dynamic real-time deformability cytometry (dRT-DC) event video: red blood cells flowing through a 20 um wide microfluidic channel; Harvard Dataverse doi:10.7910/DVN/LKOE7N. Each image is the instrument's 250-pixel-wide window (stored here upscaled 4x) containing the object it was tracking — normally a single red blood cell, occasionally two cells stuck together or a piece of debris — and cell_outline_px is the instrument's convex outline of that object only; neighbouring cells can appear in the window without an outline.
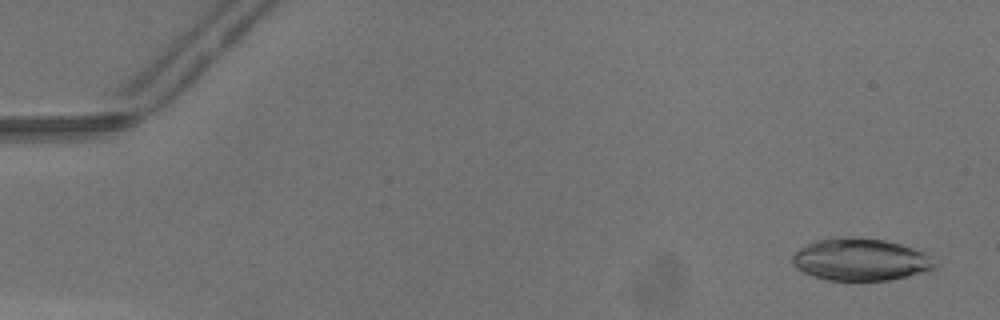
{"species": "common noctule bat (a hibernating species)", "species_latin": "Nyctalus noctula", "temperature_condition": "warm", "stored_images_in_passage": 37, "camera_frame_rate_fps": 3000, "um_per_image_px": 0.085, "animal": {"sex": "male", "body_mass_g": 13.3}, "frame": {"image": 1, "passage_image": 2, "time_ms": 0.333, "image_size_px": [1000, 320], "cell_outline_px": [[940, 264], [936, 268], [924, 272], [908, 276], [888, 280], [828, 280], [812, 276], [796, 268], [792, 264], [792, 256], [800, 248], [816, 240], [832, 236], [844, 236], [884, 240], [900, 244], [924, 252]], "centroid_in_image_um": [73.15, 22.06], "position_along_channel_um": 11.9, "area_um2": 35.26}}
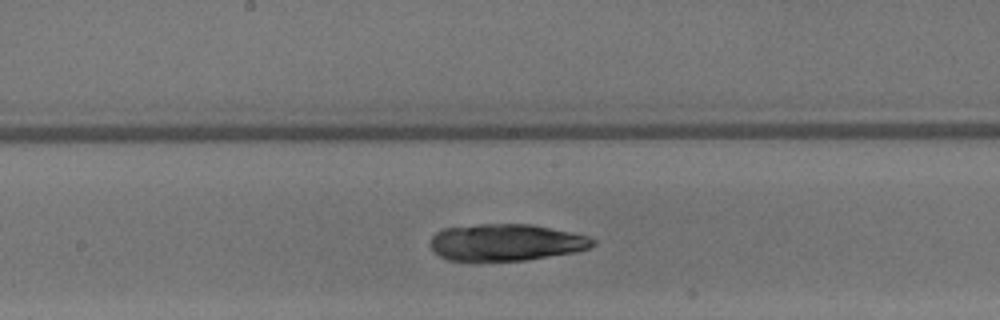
{"frame": {"image": 2, "passage_image": 25, "time_ms": 8.0, "image_size_px": [1000, 320], "cell_outline_px": [[596, 244], [588, 248], [576, 252], [524, 260], [476, 264], [468, 264], [448, 260], [440, 256], [432, 248], [432, 236], [436, 232], [444, 228], [480, 224], [532, 224], [572, 232], [588, 236], [596, 240]], "centroid_in_image_um": [42.98, 20.64], "position_along_channel_um": 205.2, "area_um2": 35.84}}
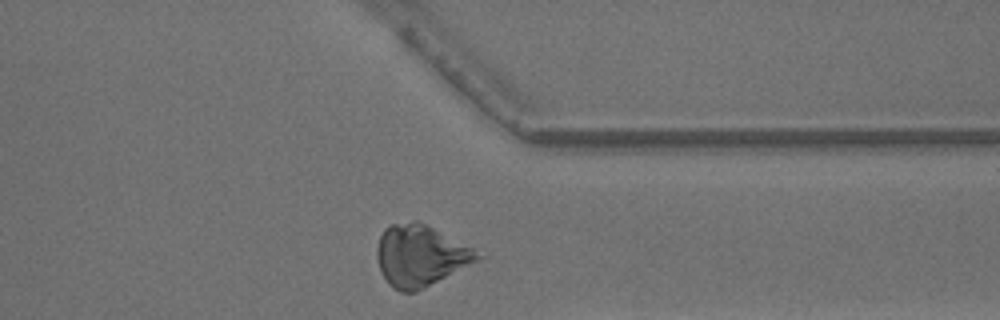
{"frame": {"image": 3, "passage_image": 37, "time_ms": 12.0, "image_size_px": [1000, 320], "cell_outline_px": [[484, 256], [480, 260], [416, 292], [400, 292], [392, 288], [388, 284], [380, 272], [376, 256], [376, 248], [380, 236], [384, 228], [392, 224], [412, 220], [416, 220], [472, 248]], "centroid_in_image_um": [35.69, 21.75], "position_along_channel_um": 375.7, "area_um2": 35.84}}